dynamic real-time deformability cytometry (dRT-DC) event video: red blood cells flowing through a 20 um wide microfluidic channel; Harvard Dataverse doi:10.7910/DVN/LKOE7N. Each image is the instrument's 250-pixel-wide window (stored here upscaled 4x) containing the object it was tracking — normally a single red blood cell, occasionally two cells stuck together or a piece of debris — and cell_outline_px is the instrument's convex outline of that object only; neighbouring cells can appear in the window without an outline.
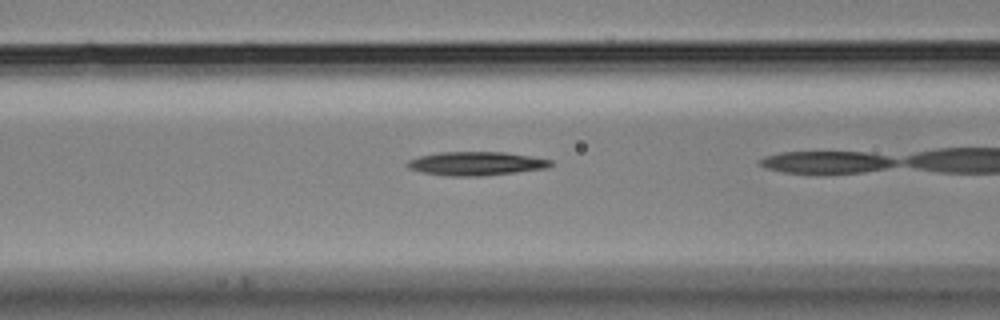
{"species": "Egyptian fruit bat (a non-hibernating species)", "species_latin": "Rousettus aegyptiacus", "temperature_condition": "cold", "stored_images_in_passage": 21, "camera_frame_rate_fps": 3000, "um_per_image_px": 0.085, "animal": {"sex": "male"}, "frame": {"image": 1, "passage_image": 19, "time_ms": 6.0, "image_size_px": [1000, 320], "cell_outline_px": [[552, 164], [548, 168], [484, 176], [448, 176], [420, 172], [408, 168], [404, 164], [408, 160], [420, 156], [440, 152], [504, 152], [552, 160]], "centroid_in_image_um": [40.42, 13.91], "position_along_channel_um": 126.2, "area_um2": 19.83}}